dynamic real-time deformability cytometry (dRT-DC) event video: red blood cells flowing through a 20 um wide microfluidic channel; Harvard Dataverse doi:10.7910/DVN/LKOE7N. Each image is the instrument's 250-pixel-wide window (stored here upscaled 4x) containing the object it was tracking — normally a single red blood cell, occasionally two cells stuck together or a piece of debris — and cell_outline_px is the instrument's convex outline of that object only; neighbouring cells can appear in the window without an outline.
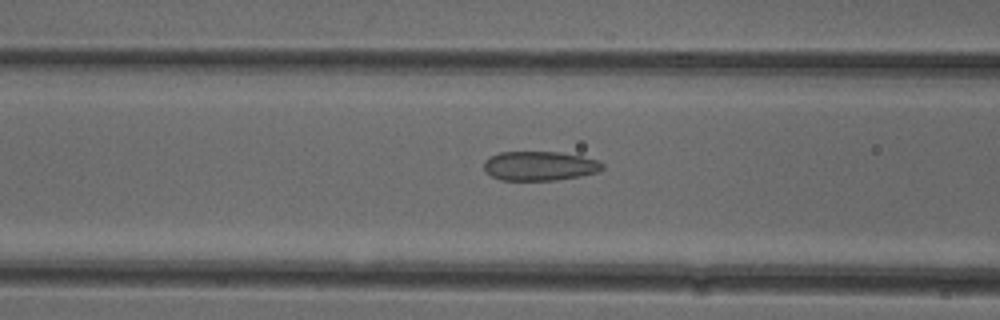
{"species": "common noctule bat (a hibernating species)", "species_latin": "Nyctalus noctula", "temperature_condition": "cold", "stored_images_in_passage": 49, "camera_frame_rate_fps": 3000, "um_per_image_px": 0.085, "animal": {"sex": "female"}, "frame": {"image": 1, "passage_image": 17, "time_ms": 5.333, "image_size_px": [1000, 320], "cell_outline_px": [[604, 168], [600, 172], [580, 176], [556, 180], [500, 180], [484, 172], [484, 160], [488, 156], [500, 152], [560, 152], [580, 156], [596, 160], [604, 164]], "centroid_in_image_um": [45.84, 14.11], "position_along_channel_um": 120.8, "area_um2": 20.4}}
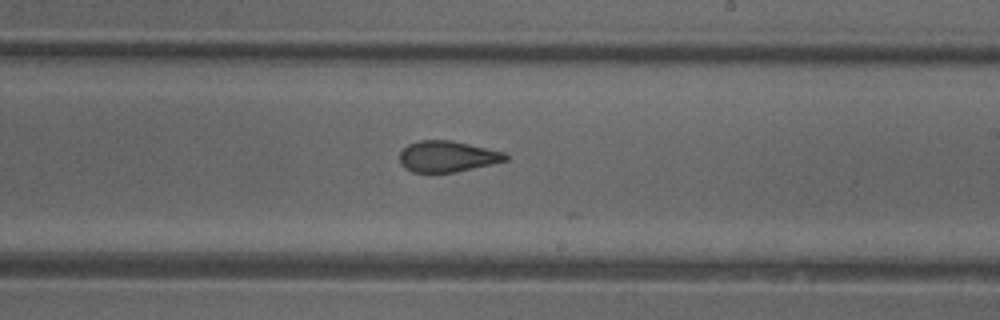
{"frame": {"image": 2, "passage_image": 27, "time_ms": 8.667, "image_size_px": [1000, 320], "cell_outline_px": [[508, 160], [492, 164], [456, 172], [412, 172], [404, 168], [400, 164], [400, 152], [408, 144], [420, 140], [452, 140], [504, 152], [508, 156]], "centroid_in_image_um": [38.01, 13.3], "position_along_channel_um": 251.0, "area_um2": 19.19}}
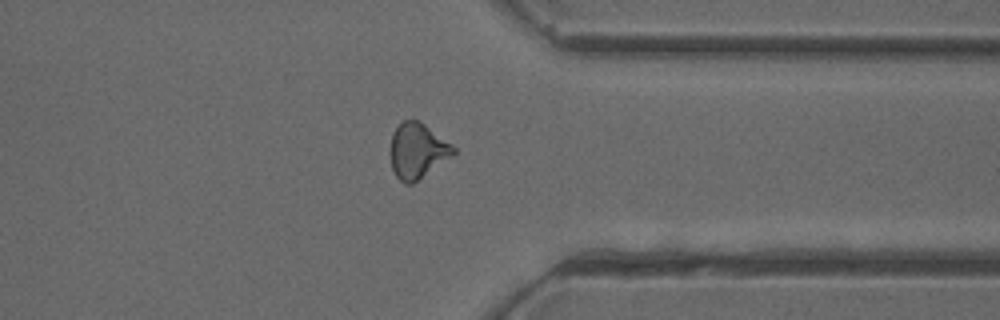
{"frame": {"image": 3, "passage_image": 37, "time_ms": 12.0, "image_size_px": [1000, 320], "cell_outline_px": [[456, 152], [452, 156], [412, 184], [404, 184], [396, 176], [392, 168], [388, 152], [392, 132], [404, 120], [416, 120], [424, 124], [452, 144], [456, 148]], "centroid_in_image_um": [35.44, 12.82], "position_along_channel_um": 376.0, "area_um2": 20.4}, "authors_computed_cell_mechanics": {"area_um2": 20.2878, "velocity_mm_per_s": 3.8986, "shape_relaxation_time_tau1_ms": null, "shape_relaxation_time_tau2_ms": 1.6201, "deformation_change_tau1": null, "deformation_change_tau2": 0.0748}}